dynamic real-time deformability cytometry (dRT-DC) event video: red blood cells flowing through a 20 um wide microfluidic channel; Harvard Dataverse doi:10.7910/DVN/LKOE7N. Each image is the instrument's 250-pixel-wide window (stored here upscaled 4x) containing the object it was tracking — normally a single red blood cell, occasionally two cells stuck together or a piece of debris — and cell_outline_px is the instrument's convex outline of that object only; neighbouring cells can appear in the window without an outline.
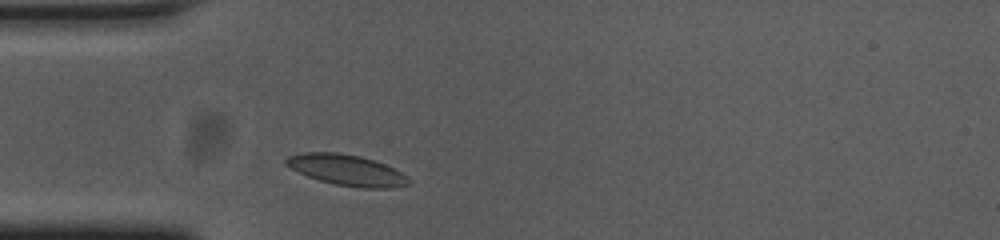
{"species": "common noctule bat (a hibernating species)", "species_latin": "Nyctalus noctula", "temperature_condition": "cold", "stored_images_in_passage": 30, "camera_frame_rate_fps": 3000, "um_per_image_px": 0.085, "animal": {"sex": "female", "body_mass_g": 23.0, "forearm_length_mm": 53.4}, "frame": {"image": 1, "passage_image": 1, "time_ms": 0.0, "image_size_px": [1000, 240], "cell_outline_px": [[412, 184], [392, 188], [364, 188], [336, 184], [320, 180], [308, 176], [284, 164], [284, 160], [288, 156], [304, 152], [336, 152], [360, 156], [376, 160], [408, 176], [412, 180]], "centroid_in_image_um": [29.52, 14.45], "position_along_channel_um": 55.5, "area_um2": 22.02}}
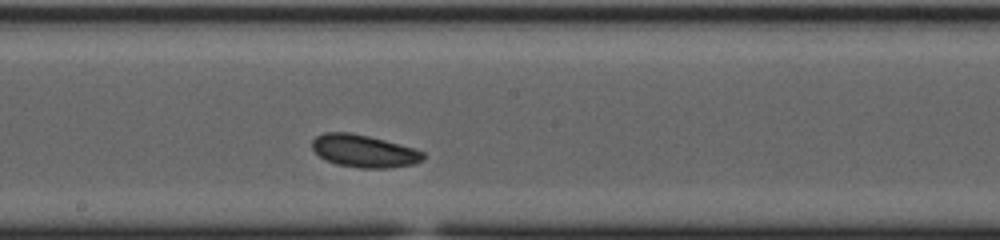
{"frame": {"image": 2, "passage_image": 15, "time_ms": 4.667, "image_size_px": [1000, 240], "cell_outline_px": [[424, 160], [412, 164], [388, 168], [360, 168], [336, 164], [324, 160], [312, 148], [312, 140], [316, 136], [324, 132], [348, 132], [368, 136], [384, 140], [412, 148], [424, 152]], "centroid_in_image_um": [30.9, 12.84], "position_along_channel_um": 217.3, "area_um2": 20.92}}
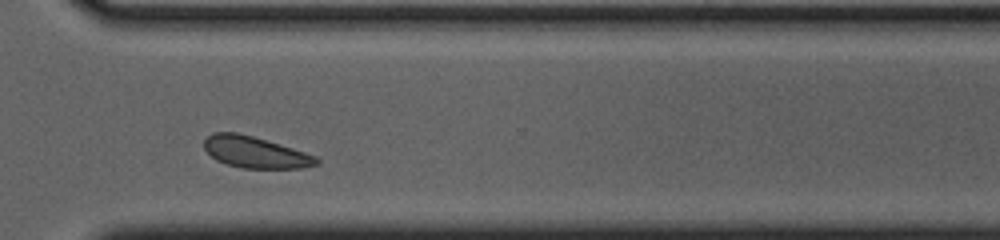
{"frame": {"image": 3, "passage_image": 26, "time_ms": 8.333, "image_size_px": [1000, 240], "cell_outline_px": [[320, 164], [304, 168], [244, 168], [228, 164], [216, 160], [204, 148], [204, 140], [212, 132], [236, 132], [252, 136], [304, 152], [316, 156], [320, 160]], "centroid_in_image_um": [21.7, 12.94], "position_along_channel_um": 348.9, "area_um2": 20.35}, "authors_computed_cell_mechanics": {"area_um2": 20.6924, "velocity_mm_per_s": 3.5841, "shape_relaxation_time_tau1_ms": 1.5104, "shape_relaxation_time_tau2_ms": null, "deformation_change_tau1": 0.0463, "deformation_change_tau2": null}}